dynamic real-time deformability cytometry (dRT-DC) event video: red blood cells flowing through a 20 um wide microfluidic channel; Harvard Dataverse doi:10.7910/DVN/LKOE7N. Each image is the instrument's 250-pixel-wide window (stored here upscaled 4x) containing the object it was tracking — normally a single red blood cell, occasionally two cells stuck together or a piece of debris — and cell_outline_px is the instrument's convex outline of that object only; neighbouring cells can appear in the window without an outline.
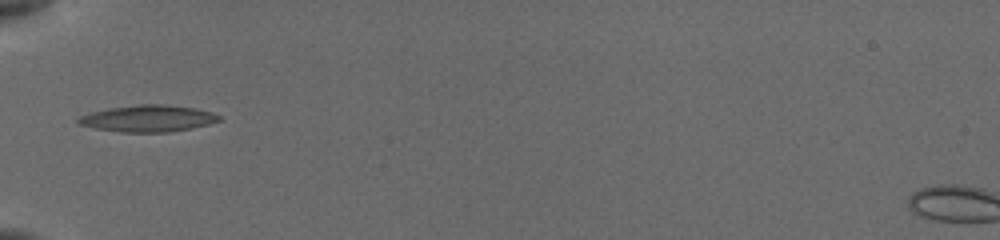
{"species": "common noctule bat (a hibernating species)", "species_latin": "Nyctalus noctula", "temperature_condition": "cold", "stored_images_in_passage": 4, "camera_frame_rate_fps": 3000, "um_per_image_px": 0.085, "animal": {"sex": "female", "body_mass_g": 19.5, "forearm_length_mm": 54.1}, "frame": {"image": 1, "passage_image": 3, "time_ms": 2.0, "image_size_px": [1000, 240], "cell_outline_px": [[220, 120], [208, 124], [192, 128], [168, 132], [120, 132], [96, 128], [80, 124], [76, 120], [80, 116], [88, 112], [108, 108], [140, 104], [160, 104], [192, 108], [212, 112], [220, 116]], "centroid_in_image_um": [12.55, 10.07], "position_along_channel_um": 72.5, "area_um2": 21.68}}